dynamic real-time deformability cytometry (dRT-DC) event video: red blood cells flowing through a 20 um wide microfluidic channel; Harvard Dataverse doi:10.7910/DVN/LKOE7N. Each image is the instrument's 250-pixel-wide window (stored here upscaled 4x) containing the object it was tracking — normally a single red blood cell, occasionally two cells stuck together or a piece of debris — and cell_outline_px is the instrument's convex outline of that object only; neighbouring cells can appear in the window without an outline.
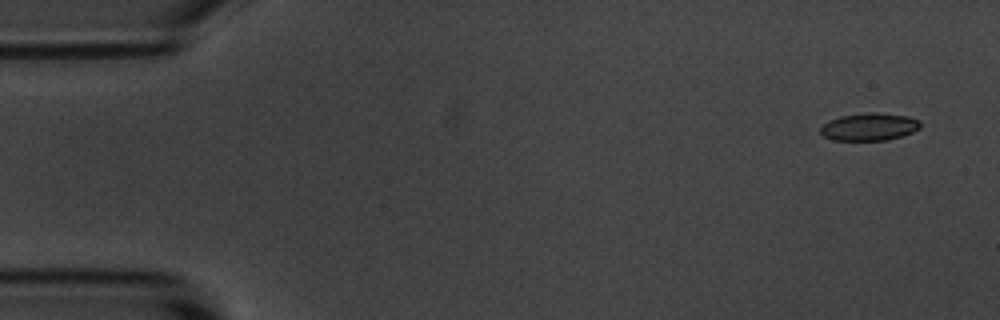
{"species": "common noctule bat (a hibernating species)", "species_latin": "Nyctalus noctula", "temperature_condition": "room temperature", "stored_images_in_passage": 4, "camera_frame_rate_fps": 3000, "um_per_image_px": 0.085, "animal": {"sex": "male", "body_mass_g": 20.1, "forearm_length_mm": 53.5}, "frame": {"image": 1, "passage_image": 1, "time_ms": 0.0, "image_size_px": [1000, 320], "cell_outline_px": [[920, 128], [912, 132], [888, 140], [832, 140], [824, 136], [820, 132], [820, 128], [828, 120], [840, 116], [868, 112], [876, 112], [908, 116], [920, 120]], "centroid_in_image_um": [73.88, 10.77], "position_along_channel_um": 11.1, "area_um2": 16.07}}
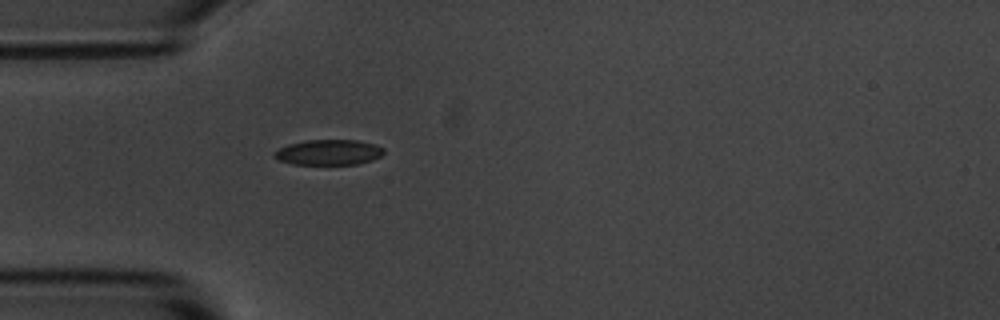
{"frame": {"image": 2, "passage_image": 4, "time_ms": 4.333, "image_size_px": [1000, 320], "cell_outline_px": [[384, 152], [380, 156], [372, 160], [356, 164], [292, 164], [280, 160], [272, 156], [272, 152], [288, 144], [304, 140], [356, 140], [376, 144], [384, 148]], "centroid_in_image_um": [27.92, 12.94], "position_along_channel_um": 57.1, "area_um2": 16.24}}